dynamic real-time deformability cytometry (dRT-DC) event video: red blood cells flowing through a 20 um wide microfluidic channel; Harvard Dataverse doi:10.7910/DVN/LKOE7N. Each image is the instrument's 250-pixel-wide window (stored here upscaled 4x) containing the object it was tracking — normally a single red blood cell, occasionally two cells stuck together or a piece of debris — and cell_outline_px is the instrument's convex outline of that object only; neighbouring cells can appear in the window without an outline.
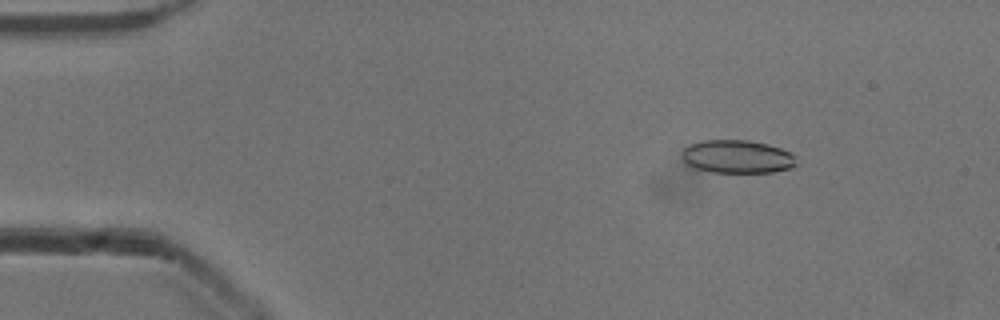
{"species": "common noctule bat (a hibernating species)", "species_latin": "Nyctalus noctula", "temperature_condition": "cold", "stored_images_in_passage": 52, "camera_frame_rate_fps": 3000, "um_per_image_px": 0.085, "animal": {"sex": "male", "body_mass_g": 13.3}, "frame": {"image": 1, "passage_image": 7, "time_ms": 2.0, "image_size_px": [1000, 320], "cell_outline_px": [[796, 164], [792, 168], [772, 172], [712, 172], [696, 168], [688, 164], [680, 156], [680, 152], [688, 144], [700, 140], [748, 140], [768, 144], [792, 152], [796, 156]], "centroid_in_image_um": [62.66, 13.3], "position_along_channel_um": 22.3, "area_um2": 22.37}}
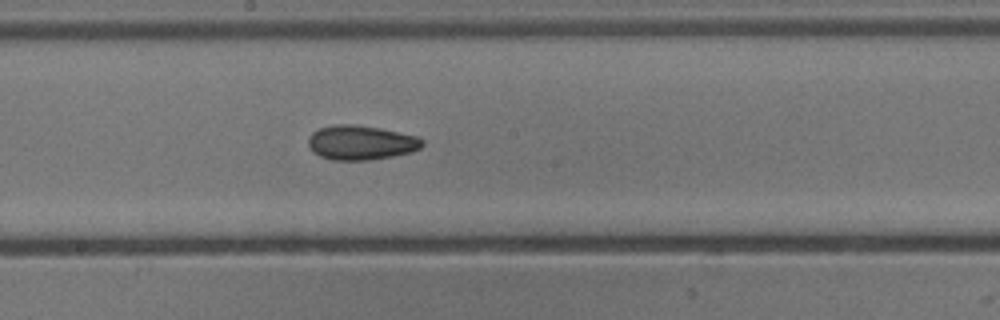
{"frame": {"image": 2, "passage_image": 28, "time_ms": 9.0, "image_size_px": [1000, 320], "cell_outline_px": [[424, 144], [420, 148], [412, 152], [392, 156], [368, 160], [332, 160], [320, 156], [312, 152], [308, 144], [308, 136], [312, 132], [320, 128], [336, 124], [356, 124], [380, 128], [420, 136], [424, 140]], "centroid_in_image_um": [30.69, 12.11], "position_along_channel_um": 217.5, "area_um2": 23.18}}
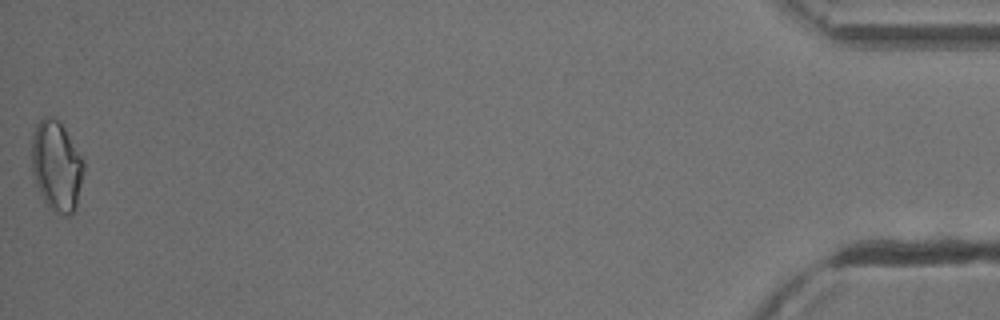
{"frame": {"image": 3, "passage_image": 52, "time_ms": 17.0, "image_size_px": [1000, 320], "cell_outline_px": [[84, 172], [76, 208], [68, 216], [64, 216], [52, 212], [48, 208], [36, 184], [32, 172], [32, 136], [36, 124], [44, 116], [52, 116], [64, 128], [84, 160]], "centroid_in_image_um": [4.81, 14.14], "position_along_channel_um": 430.4, "area_um2": 27.46}, "authors_computed_cell_mechanics": {"area_um2": 22.4842, "velocity_mm_per_s": 3.9327, "shape_relaxation_time_tau1_ms": 4.7595, "shape_relaxation_time_tau2_ms": 4.2808, "deformation_change_tau1": 0.1099, "deformation_change_tau2": 0.1112}}